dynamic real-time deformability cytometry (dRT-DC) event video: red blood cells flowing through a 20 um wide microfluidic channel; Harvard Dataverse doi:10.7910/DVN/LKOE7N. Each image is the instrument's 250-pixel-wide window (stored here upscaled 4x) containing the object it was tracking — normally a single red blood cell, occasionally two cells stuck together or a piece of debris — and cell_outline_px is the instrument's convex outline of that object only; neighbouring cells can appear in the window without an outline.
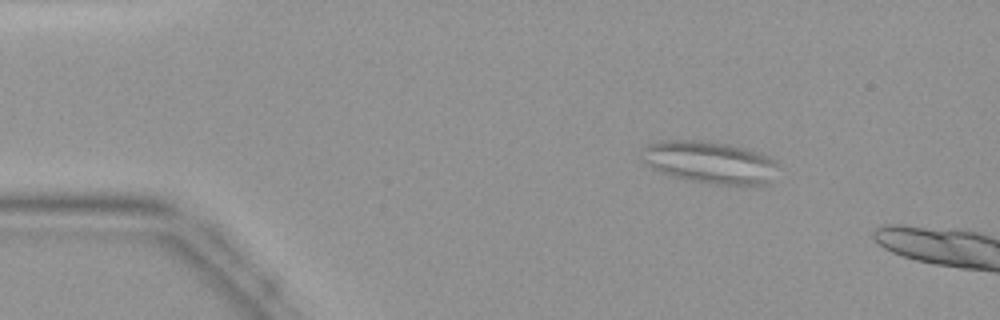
{"species": "common noctule bat (a hibernating species)", "species_latin": "Nyctalus noctula", "temperature_condition": "warm", "stored_images_in_passage": 9, "camera_frame_rate_fps": 3000, "um_per_image_px": 0.085, "animal": {"sex": "female", "body_mass_g": 19.9}, "frame": {"image": 1, "passage_image": 6, "time_ms": 1.667, "image_size_px": [1000, 320], "cell_outline_px": [[776, 164], [768, 184], [716, 184], [692, 180], [660, 172], [652, 168], [640, 156], [640, 152], [648, 144], [668, 140], [700, 140], [728, 144], [748, 148], [760, 152], [768, 156]], "centroid_in_image_um": [60.3, 13.77], "position_along_channel_um": 24.7, "area_um2": 32.89}}